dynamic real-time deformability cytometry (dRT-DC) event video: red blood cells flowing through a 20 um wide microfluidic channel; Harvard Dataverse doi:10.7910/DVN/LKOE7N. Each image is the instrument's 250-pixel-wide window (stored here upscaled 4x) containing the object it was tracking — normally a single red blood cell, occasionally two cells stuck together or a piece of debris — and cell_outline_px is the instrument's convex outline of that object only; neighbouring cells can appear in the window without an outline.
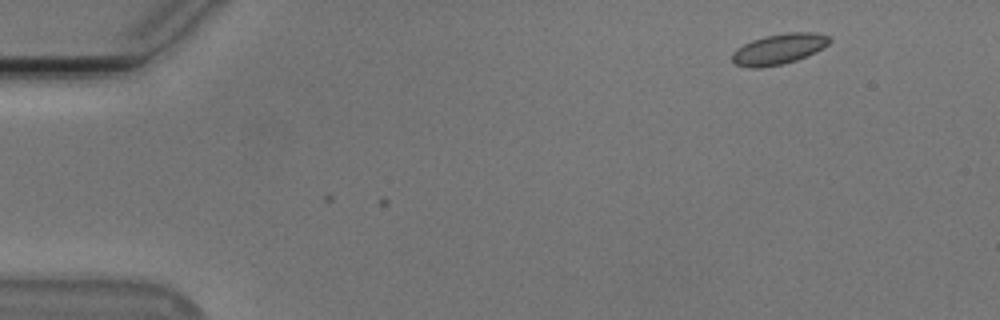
{"species": "Egyptian fruit bat (a non-hibernating species)", "species_latin": "Rousettus aegyptiacus", "temperature_condition": "cold", "stored_images_in_passage": 3, "camera_frame_rate_fps": 3000, "um_per_image_px": 0.085, "animal": {"sex": "male"}, "frame": {"image": 1, "passage_image": 1, "time_ms": 0.0, "image_size_px": [1000, 320], "cell_outline_px": [[832, 40], [828, 44], [816, 52], [796, 60], [780, 64], [760, 68], [748, 68], [736, 64], [732, 60], [732, 52], [736, 48], [752, 40], [764, 36], [788, 32], [816, 32], [832, 36]], "centroid_in_image_um": [66.22, 4.15], "position_along_channel_um": 18.8, "area_um2": 17.46}}